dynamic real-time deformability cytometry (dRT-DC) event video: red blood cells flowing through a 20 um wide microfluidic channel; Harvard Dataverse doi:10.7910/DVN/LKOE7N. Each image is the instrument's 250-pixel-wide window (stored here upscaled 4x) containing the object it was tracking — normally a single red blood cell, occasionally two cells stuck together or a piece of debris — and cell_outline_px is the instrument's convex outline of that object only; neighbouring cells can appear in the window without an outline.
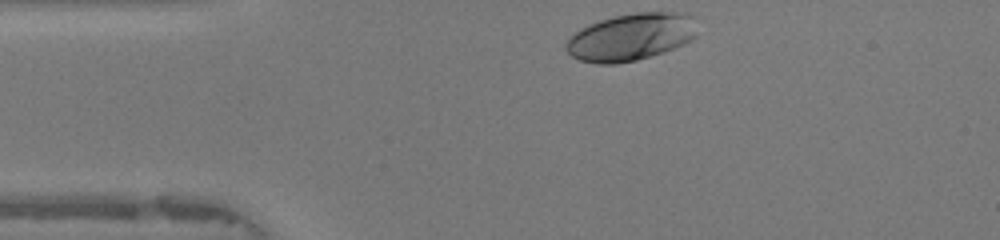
{"species": "human", "species_latin": "Homo sapiens", "temperature_condition": "warm", "stored_images_in_passage": 5, "camera_frame_rate_fps": 3000, "um_per_image_px": 0.085, "donor": {"sex": "female"}, "frame": {"image": 1, "passage_image": 1, "time_ms": 0.0, "image_size_px": [1000, 240], "cell_outline_px": [[696, 36], [692, 40], [684, 44], [664, 52], [636, 60], [616, 64], [596, 64], [580, 60], [572, 56], [564, 48], [564, 44], [580, 28], [600, 20], [612, 16], [636, 12], [688, 12], [696, 16]], "centroid_in_image_um": [53.68, 3.13], "position_along_channel_um": 31.3, "area_um2": 36.59}}